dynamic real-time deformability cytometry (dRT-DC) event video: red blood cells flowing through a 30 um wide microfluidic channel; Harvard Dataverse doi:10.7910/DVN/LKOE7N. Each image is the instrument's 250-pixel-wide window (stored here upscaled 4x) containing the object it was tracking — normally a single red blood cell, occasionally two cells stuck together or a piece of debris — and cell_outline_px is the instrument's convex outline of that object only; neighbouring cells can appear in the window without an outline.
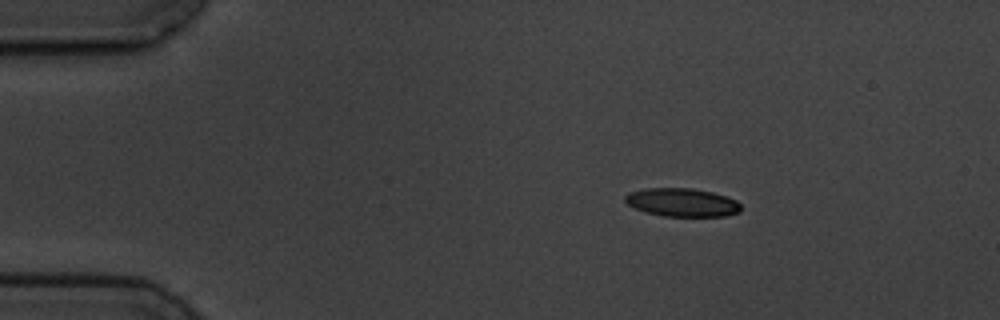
{"species": "common noctule bat (a hibernating species)", "species_latin": "Nyctalus noctula", "temperature_condition": "cold", "stored_images_in_passage": 4, "camera_frame_rate_fps": 3000, "um_per_image_px": 0.085, "animal": {"sex": "male", "body_mass_g": 19.5, "forearm_length_mm": 54.6}, "frame": {"image": 1, "passage_image": 2, "time_ms": 1.0, "image_size_px": [1000, 320], "cell_outline_px": [[740, 212], [724, 216], [664, 216], [648, 212], [636, 208], [628, 204], [624, 200], [624, 196], [628, 192], [644, 188], [692, 188], [712, 192], [736, 200], [740, 204]], "centroid_in_image_um": [57.96, 17.19], "position_along_channel_um": 27.0, "area_um2": 19.02}}